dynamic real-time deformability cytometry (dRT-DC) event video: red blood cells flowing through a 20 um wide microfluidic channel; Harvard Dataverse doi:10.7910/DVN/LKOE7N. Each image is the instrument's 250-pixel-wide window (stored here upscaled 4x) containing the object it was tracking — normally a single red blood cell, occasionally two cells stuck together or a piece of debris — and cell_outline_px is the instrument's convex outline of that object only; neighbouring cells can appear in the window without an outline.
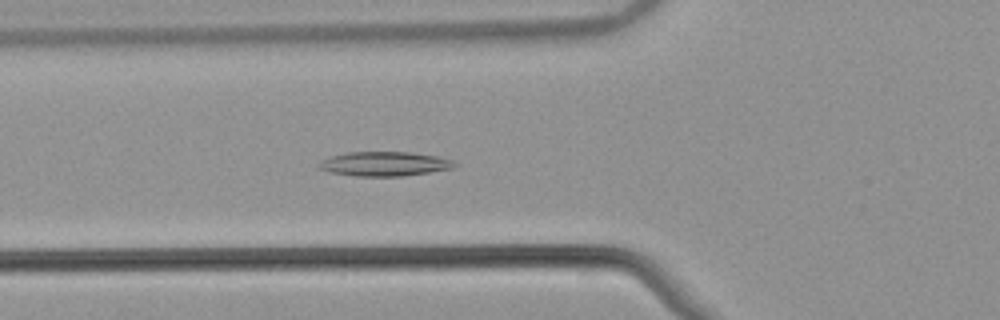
{"species": "common noctule bat (a hibernating species)", "species_latin": "Nyctalus noctula", "temperature_condition": "warm", "stored_images_in_passage": 46, "camera_frame_rate_fps": 3000, "um_per_image_px": 0.085, "animal": {"sex": "male", "body_mass_g": 21.5, "forearm_length_mm": 52.0}, "frame": {"image": 1, "passage_image": 12, "time_ms": 3.667, "image_size_px": [1000, 320], "cell_outline_px": [[460, 164], [452, 168], [404, 176], [356, 176], [328, 172], [316, 168], [316, 164], [332, 156], [348, 152], [412, 152], [440, 156], [452, 160]], "centroid_in_image_um": [32.69, 13.93], "position_along_channel_um": 93.1, "area_um2": 19.42}}
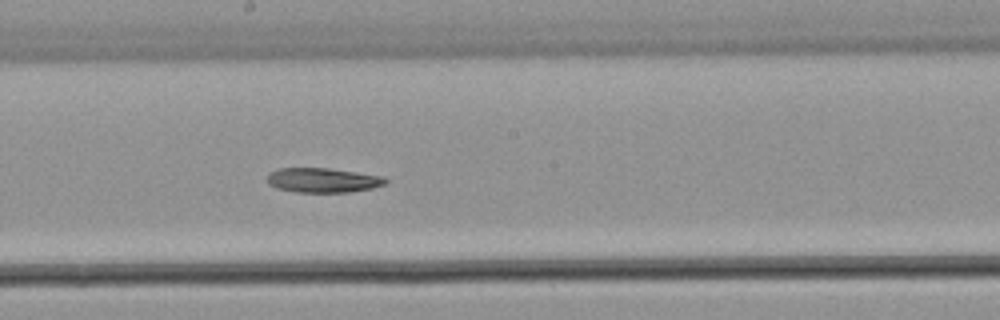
{"frame": {"image": 2, "passage_image": 22, "time_ms": 7.0, "image_size_px": [1000, 320], "cell_outline_px": [[388, 180], [384, 184], [372, 188], [348, 192], [296, 192], [276, 188], [268, 184], [268, 172], [280, 168], [328, 168], [384, 176]], "centroid_in_image_um": [27.43, 15.31], "position_along_channel_um": 220.8, "area_um2": 16.94}}
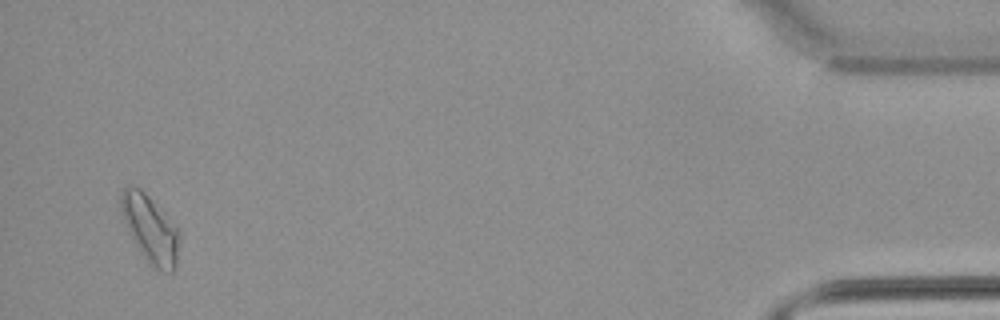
{"frame": {"image": 3, "passage_image": 44, "time_ms": 14.333, "image_size_px": [1000, 320], "cell_outline_px": [[180, 236], [176, 268], [172, 272], [160, 272], [152, 268], [148, 264], [140, 252], [120, 212], [120, 192], [128, 184], [132, 184], [140, 188], [148, 196], [180, 232]], "centroid_in_image_um": [12.76, 19.49], "position_along_channel_um": 422.4, "area_um2": 22.89}}